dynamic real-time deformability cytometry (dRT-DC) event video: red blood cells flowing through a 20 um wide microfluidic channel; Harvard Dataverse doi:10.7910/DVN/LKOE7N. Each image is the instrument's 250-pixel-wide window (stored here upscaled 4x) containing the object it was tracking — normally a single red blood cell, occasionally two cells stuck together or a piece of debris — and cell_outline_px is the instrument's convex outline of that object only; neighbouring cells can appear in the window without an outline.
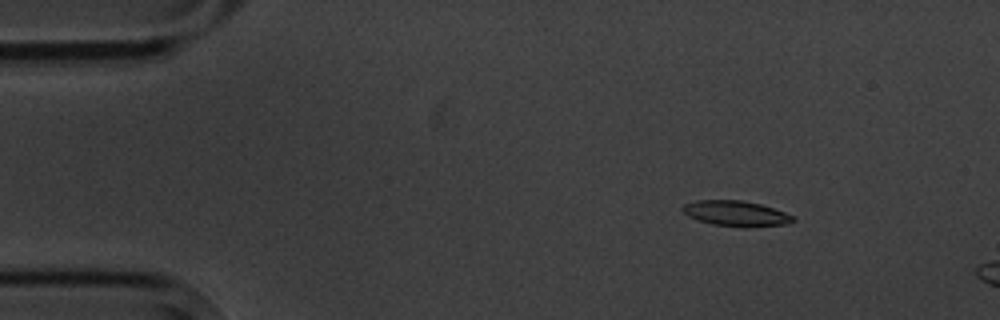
{"species": "common noctule bat (a hibernating species)", "species_latin": "Nyctalus noctula", "temperature_condition": "cold", "stored_images_in_passage": 4, "camera_frame_rate_fps": 3000, "um_per_image_px": 0.085, "animal": {"sex": "male", "body_mass_g": 20.1, "forearm_length_mm": 53.5}, "frame": {"image": 1, "passage_image": 2, "time_ms": 1.0, "image_size_px": [1000, 320], "cell_outline_px": [[796, 220], [784, 224], [744, 228], [712, 224], [688, 216], [680, 208], [684, 204], [696, 200], [740, 200], [760, 204], [796, 216]], "centroid_in_image_um": [62.56, 18.15], "position_along_channel_um": 22.4, "area_um2": 16.36}}